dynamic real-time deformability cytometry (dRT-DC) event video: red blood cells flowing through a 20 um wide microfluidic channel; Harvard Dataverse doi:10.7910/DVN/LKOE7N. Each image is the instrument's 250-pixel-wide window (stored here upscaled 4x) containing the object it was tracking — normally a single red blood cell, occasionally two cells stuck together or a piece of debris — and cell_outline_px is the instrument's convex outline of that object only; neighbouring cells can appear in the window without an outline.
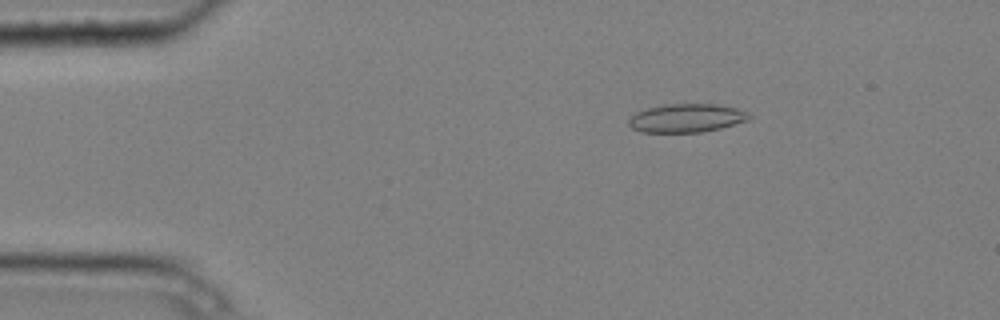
{"species": "common noctule bat (a hibernating species)", "species_latin": "Nyctalus noctula", "temperature_condition": "cold", "stored_images_in_passage": 5, "camera_frame_rate_fps": 3000, "um_per_image_px": 0.085, "animal": {"sex": "male", "body_mass_g": 20.4}, "frame": {"image": 1, "passage_image": 3, "time_ms": 0.667, "image_size_px": [1000, 320], "cell_outline_px": [[752, 120], [720, 128], [700, 132], [640, 132], [632, 128], [628, 124], [628, 120], [636, 112], [648, 108], [664, 104], [716, 104], [736, 108], [748, 112], [752, 116]], "centroid_in_image_um": [58.39, 10.03], "position_along_channel_um": 26.6, "area_um2": 20.11}}
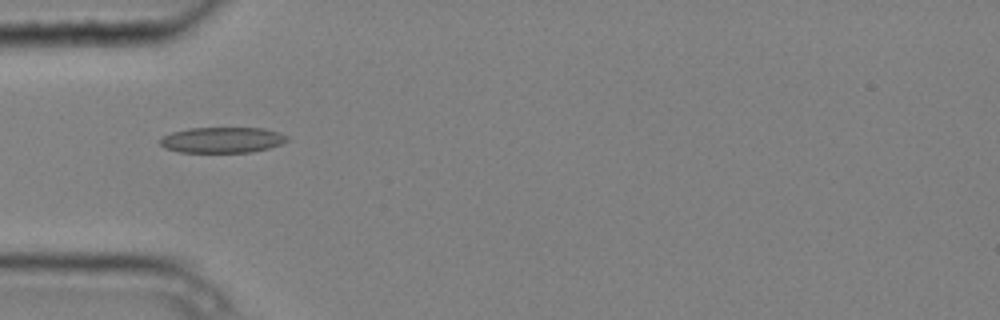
{"frame": {"image": 2, "passage_image": 5, "time_ms": 1.333, "image_size_px": [1000, 320], "cell_outline_px": [[288, 140], [280, 144], [268, 148], [252, 152], [180, 152], [164, 148], [160, 144], [160, 140], [164, 136], [172, 132], [188, 128], [264, 128], [280, 132], [288, 136]], "centroid_in_image_um": [18.9, 11.89], "position_along_channel_um": 66.1, "area_um2": 19.02}}